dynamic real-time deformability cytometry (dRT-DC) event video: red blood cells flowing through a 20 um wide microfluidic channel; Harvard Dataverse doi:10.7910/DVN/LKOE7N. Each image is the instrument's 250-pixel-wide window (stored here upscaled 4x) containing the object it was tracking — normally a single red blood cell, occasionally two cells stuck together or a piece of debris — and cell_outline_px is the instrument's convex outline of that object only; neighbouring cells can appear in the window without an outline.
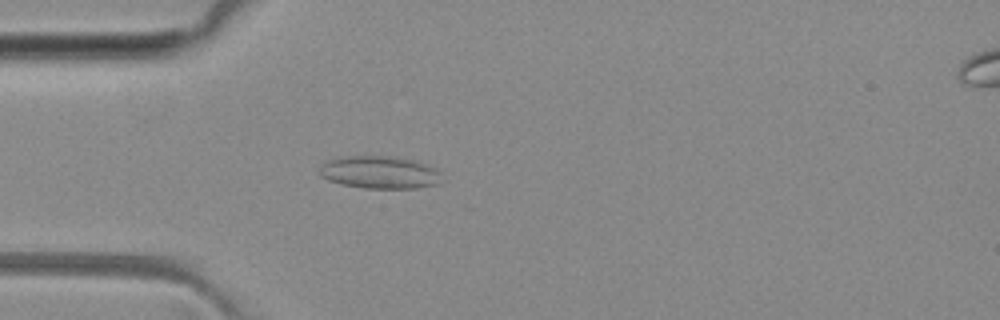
{"species": "common noctule bat (a hibernating species)", "species_latin": "Nyctalus noctula", "temperature_condition": "room temperature", "stored_images_in_passage": 49, "camera_frame_rate_fps": 3000, "um_per_image_px": 0.085, "animal": {"sex": "female", "body_mass_g": 29.2, "forearm_length_mm": 56.3}, "frame": {"image": 1, "passage_image": 13, "time_ms": 4.0, "image_size_px": [1000, 320], "cell_outline_px": [[440, 184], [416, 188], [364, 188], [344, 184], [328, 180], [320, 176], [320, 164], [324, 160], [340, 156], [396, 156], [412, 160], [436, 168], [440, 172]], "centroid_in_image_um": [32.24, 14.64], "position_along_channel_um": 52.8, "area_um2": 23.41}}
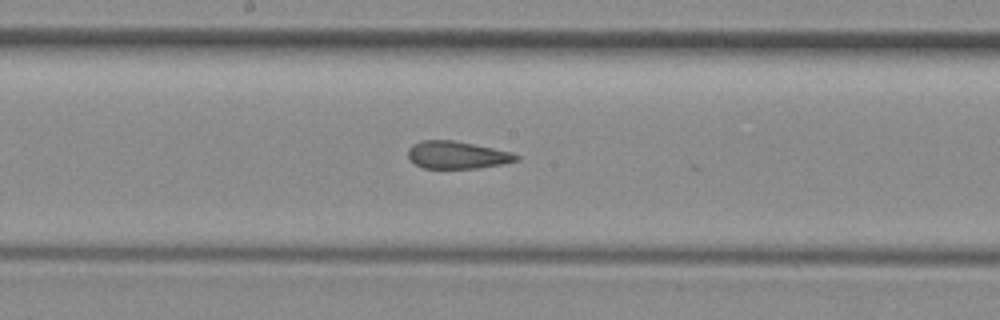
{"frame": {"image": 2, "passage_image": 25, "time_ms": 8.0, "image_size_px": [1000, 320], "cell_outline_px": [[520, 160], [480, 168], [424, 168], [416, 164], [408, 156], [408, 148], [412, 144], [424, 140], [452, 140], [512, 152], [520, 156]], "centroid_in_image_um": [38.86, 13.17], "position_along_channel_um": 209.3, "area_um2": 17.17}}
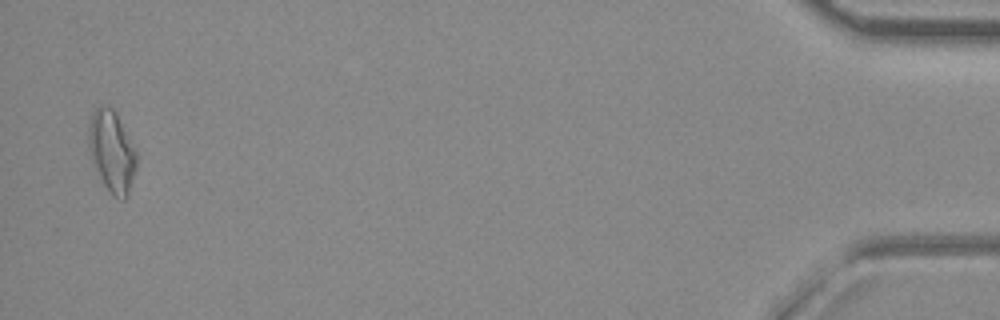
{"frame": {"image": 3, "passage_image": 48, "time_ms": 15.667, "image_size_px": [1000, 320], "cell_outline_px": [[136, 168], [128, 196], [124, 200], [120, 200], [112, 196], [104, 184], [92, 164], [88, 148], [88, 128], [92, 112], [100, 104], [104, 104], [112, 108], [116, 112], [136, 152]], "centroid_in_image_um": [9.48, 12.88], "position_along_channel_um": 425.7, "area_um2": 22.95}, "authors_computed_cell_mechanics": {"area_um2": 18.9006, "velocity_mm_per_s": 4.0913, "shape_relaxation_time_tau1_ms": null, "shape_relaxation_time_tau2_ms": 1.1734, "deformation_change_tau1": null, "deformation_change_tau2": 0.0639}}